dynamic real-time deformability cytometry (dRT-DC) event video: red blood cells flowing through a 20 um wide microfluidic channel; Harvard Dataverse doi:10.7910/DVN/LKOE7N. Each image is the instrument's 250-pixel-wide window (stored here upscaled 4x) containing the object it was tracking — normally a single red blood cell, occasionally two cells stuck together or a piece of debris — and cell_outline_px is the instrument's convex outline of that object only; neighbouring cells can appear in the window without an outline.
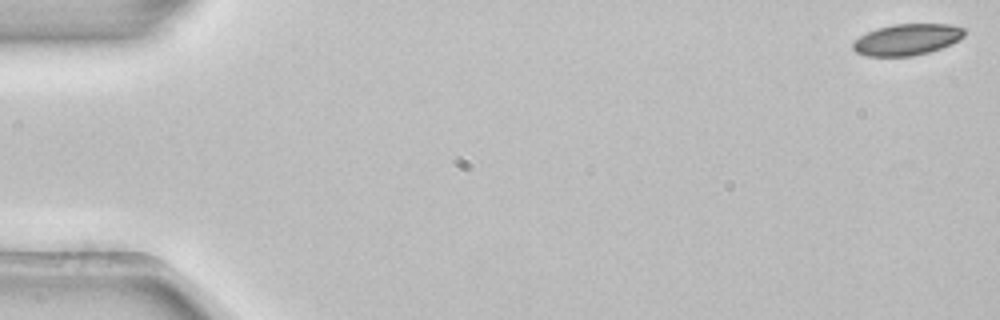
{"species": "common noctule bat (a hibernating species)", "species_latin": "Nyctalus noctula", "temperature_condition": "room temperature", "stored_images_in_passage": 14, "camera_frame_rate_fps": 3000, "um_per_image_px": 0.085, "animal": {"sex": "female", "body_mass_g": 22.7, "forearm_length_mm": 54.2}, "frame": {"image": 1, "passage_image": 1, "time_ms": 0.0, "image_size_px": [1000, 320], "cell_outline_px": [[964, 36], [940, 48], [928, 52], [912, 56], [868, 56], [856, 52], [852, 48], [852, 44], [860, 36], [876, 28], [892, 24], [948, 24], [964, 28]], "centroid_in_image_um": [77.06, 3.35], "position_along_channel_um": 7.9, "area_um2": 20.06}}